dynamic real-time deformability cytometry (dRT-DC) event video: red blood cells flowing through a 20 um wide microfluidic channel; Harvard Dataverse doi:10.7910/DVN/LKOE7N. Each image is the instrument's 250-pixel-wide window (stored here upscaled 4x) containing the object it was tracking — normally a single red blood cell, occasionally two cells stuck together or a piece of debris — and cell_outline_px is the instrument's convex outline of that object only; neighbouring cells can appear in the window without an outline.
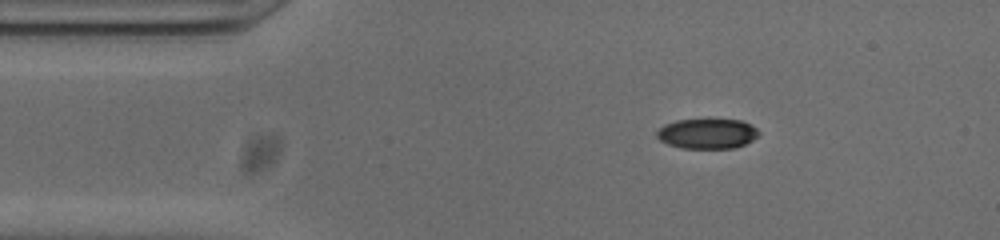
{"species": "common noctule bat (a hibernating species)", "species_latin": "Nyctalus noctula", "temperature_condition": "cold", "stored_images_in_passage": 46, "camera_frame_rate_fps": 3000, "um_per_image_px": 0.085, "animal": {"sex": "male", "body_mass_g": 20.0, "forearm_length_mm": 53.3}, "frame": {"image": 1, "passage_image": 2, "time_ms": 0.333, "image_size_px": [1000, 240], "cell_outline_px": [[760, 136], [736, 148], [680, 148], [668, 144], [660, 140], [656, 136], [656, 132], [664, 124], [676, 120], [708, 116], [740, 120], [752, 124], [760, 132]], "centroid_in_image_um": [60.14, 11.3], "position_along_channel_um": 24.9, "area_um2": 18.84}}
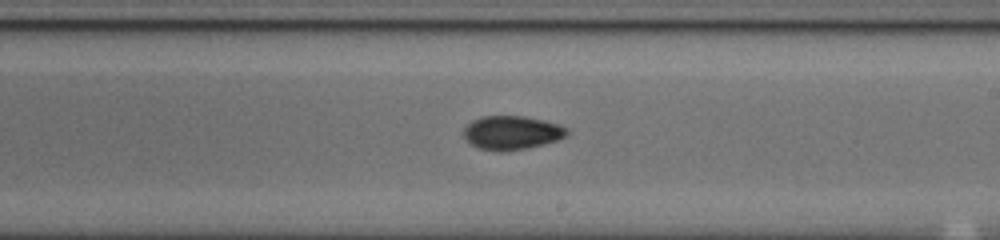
{"frame": {"image": 2, "passage_image": 23, "time_ms": 7.333, "image_size_px": [1000, 240], "cell_outline_px": [[572, 132], [568, 136], [556, 140], [524, 148], [480, 148], [472, 144], [464, 136], [464, 128], [472, 120], [480, 116], [524, 116], [544, 120], [560, 124], [568, 128]], "centroid_in_image_um": [43.57, 11.21], "position_along_channel_um": 245.4, "area_um2": 19.65}}
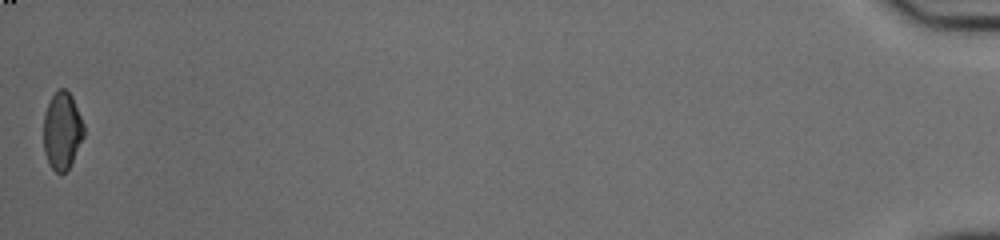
{"frame": {"image": 3, "passage_image": 46, "time_ms": 15.0, "image_size_px": [1000, 240], "cell_outline_px": [[84, 136], [68, 168], [64, 172], [56, 172], [48, 164], [44, 152], [44, 112], [52, 96], [60, 88], [64, 88], [72, 96], [84, 124]], "centroid_in_image_um": [5.27, 11.1], "position_along_channel_um": 429.9, "area_um2": 17.98}, "authors_computed_cell_mechanics": {"area_um2": 19.1896, "velocity_mm_per_s": 3.8538, "shape_relaxation_time_tau1_ms": null, "shape_relaxation_time_tau2_ms": 3.9024, "deformation_change_tau1": null, "deformation_change_tau2": 0.0781}}